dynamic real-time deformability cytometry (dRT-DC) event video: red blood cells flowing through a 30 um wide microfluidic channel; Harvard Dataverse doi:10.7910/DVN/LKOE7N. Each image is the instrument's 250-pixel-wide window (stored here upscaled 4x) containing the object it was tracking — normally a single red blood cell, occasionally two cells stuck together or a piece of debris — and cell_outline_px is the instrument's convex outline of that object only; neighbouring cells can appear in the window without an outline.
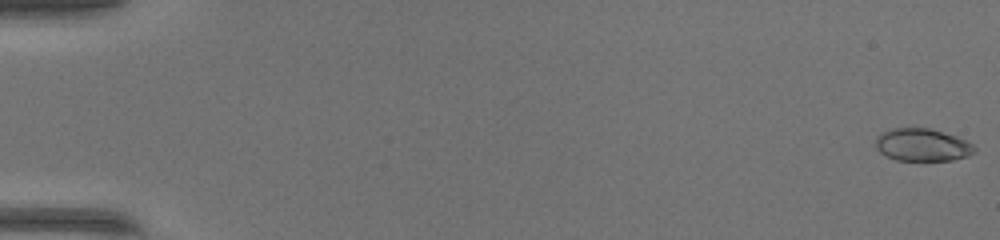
{"species": "common noctule bat (a hibernating species)", "species_latin": "Nyctalus noctula", "temperature_condition": "warm", "stored_images_in_passage": 51, "camera_frame_rate_fps": 3000, "um_per_image_px": 0.085, "animal": {"sex": "female", "body_mass_g": 17.0, "forearm_length_mm": 48.0}, "frame": {"image": 1, "passage_image": 1, "time_ms": 0.0, "image_size_px": [1000, 240], "cell_outline_px": [[976, 152], [968, 156], [952, 160], [896, 160], [880, 152], [876, 148], [876, 136], [892, 128], [928, 128], [956, 136], [972, 144], [976, 148]], "centroid_in_image_um": [78.4, 12.32], "position_along_channel_um": 6.6, "area_um2": 18.61}}
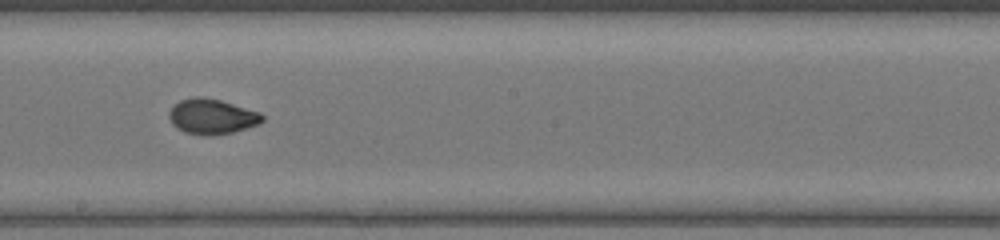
{"frame": {"image": 2, "passage_image": 30, "time_ms": 9.667, "image_size_px": [1000, 240], "cell_outline_px": [[264, 120], [260, 124], [232, 132], [212, 136], [204, 136], [184, 132], [176, 128], [172, 124], [168, 116], [168, 112], [180, 100], [192, 96], [200, 96], [220, 100], [260, 112], [264, 116]], "centroid_in_image_um": [18.0, 9.91], "position_along_channel_um": 230.2, "area_um2": 19.31}}
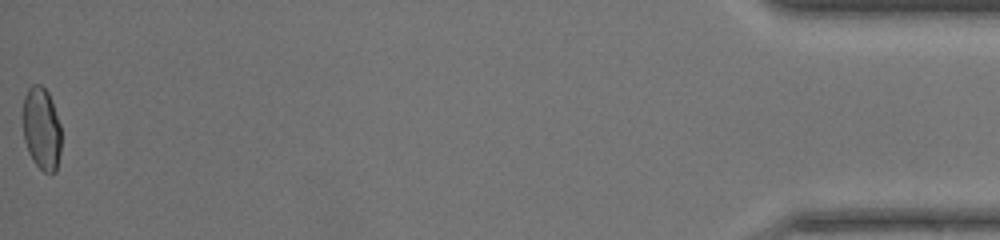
{"frame": {"image": 3, "passage_image": 51, "time_ms": 16.667, "image_size_px": [1000, 240], "cell_outline_px": [[60, 152], [56, 172], [44, 172], [32, 160], [28, 152], [24, 140], [20, 116], [24, 96], [28, 88], [32, 84], [40, 84], [48, 92], [60, 124]], "centroid_in_image_um": [3.48, 10.91], "position_along_channel_um": 431.7, "area_um2": 18.9}}